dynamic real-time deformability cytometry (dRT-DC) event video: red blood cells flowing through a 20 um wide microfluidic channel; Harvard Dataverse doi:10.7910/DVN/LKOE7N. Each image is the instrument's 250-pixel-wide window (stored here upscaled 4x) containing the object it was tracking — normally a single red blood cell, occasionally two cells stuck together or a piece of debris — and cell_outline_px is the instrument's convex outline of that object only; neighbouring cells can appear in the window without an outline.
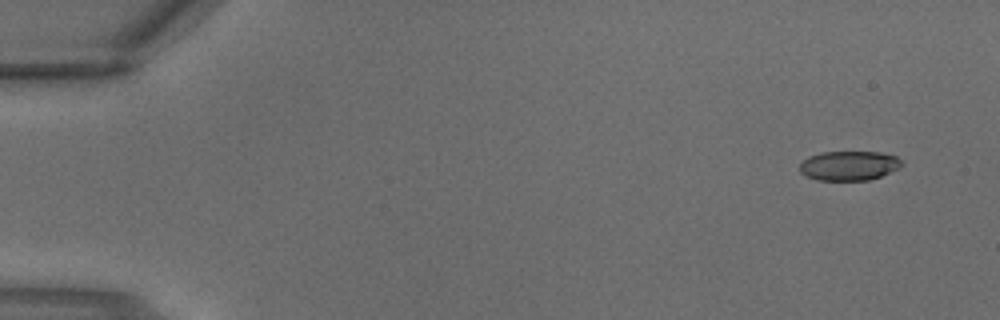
{"species": "common noctule bat (a hibernating species)", "species_latin": "Nyctalus noctula", "temperature_condition": "warm", "stored_images_in_passage": 2, "segment_of_instrument_passage": [2, 2], "camera_frame_rate_fps": 3000, "um_per_image_px": 0.085, "animal": {"sex": "male", "body_mass_g": 18.8}, "frame": {"image": 1, "passage_image": 2, "time_ms": 0.333, "image_size_px": [1000, 320], "cell_outline_px": [[904, 164], [900, 168], [880, 176], [868, 180], [820, 180], [808, 176], [800, 172], [800, 164], [808, 156], [820, 152], [880, 152], [896, 156]], "centroid_in_image_um": [72.18, 14.07], "position_along_channel_um": 12.8, "area_um2": 17.46}}